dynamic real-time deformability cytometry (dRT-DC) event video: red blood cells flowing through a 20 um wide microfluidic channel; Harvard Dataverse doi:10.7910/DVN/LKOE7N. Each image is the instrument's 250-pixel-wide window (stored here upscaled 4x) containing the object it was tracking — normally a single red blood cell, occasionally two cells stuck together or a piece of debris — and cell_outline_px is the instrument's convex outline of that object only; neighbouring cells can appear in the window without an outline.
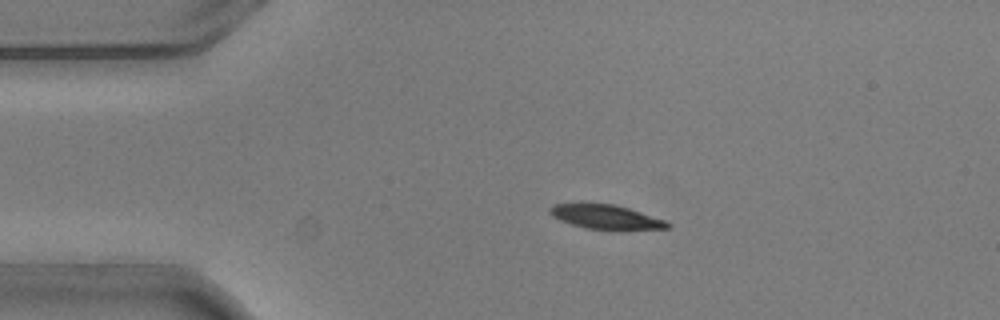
{"species": "common noctule bat (a hibernating species)", "species_latin": "Nyctalus noctula", "temperature_condition": "warm", "stored_images_in_passage": 5, "camera_frame_rate_fps": 3000, "um_per_image_px": 0.085, "animal": {"sex": "male", "body_mass_g": 20.5, "forearm_length_mm": 52.5}, "frame": {"image": 1, "passage_image": 2, "time_ms": 0.333, "image_size_px": [1000, 320], "cell_outline_px": [[672, 228], [584, 228], [560, 220], [552, 216], [548, 212], [548, 208], [556, 204], [612, 204], [628, 208], [668, 220], [672, 224]], "centroid_in_image_um": [51.51, 18.42], "position_along_channel_um": 33.5, "area_um2": 16.07}}